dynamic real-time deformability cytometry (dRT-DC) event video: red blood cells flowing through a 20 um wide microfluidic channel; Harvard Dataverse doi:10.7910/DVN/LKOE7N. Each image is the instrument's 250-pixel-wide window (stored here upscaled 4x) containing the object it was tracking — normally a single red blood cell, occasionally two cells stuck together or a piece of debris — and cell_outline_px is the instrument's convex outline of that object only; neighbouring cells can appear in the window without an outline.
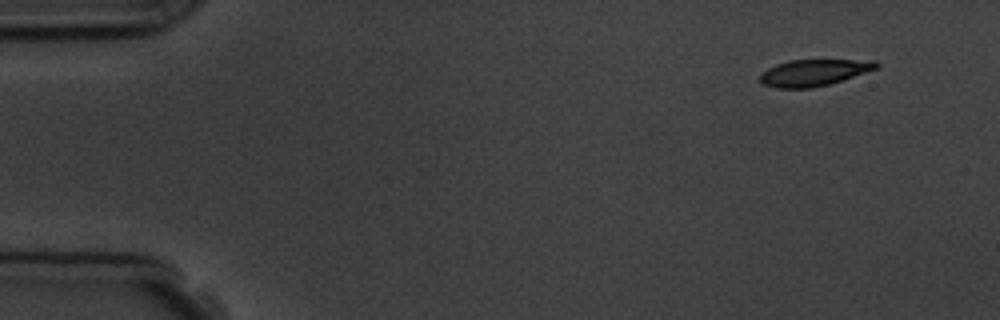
{"species": "common noctule bat (a hibernating species)", "species_latin": "Nyctalus noctula", "temperature_condition": "room temperature", "stored_images_in_passage": 14, "camera_frame_rate_fps": 3000, "um_per_image_px": 0.085, "animal": {"sex": "male", "body_mass_g": 19.5, "forearm_length_mm": 54.6}, "frame": {"image": 1, "passage_image": 1, "time_ms": 0.0, "image_size_px": [1000, 320], "cell_outline_px": [[880, 68], [828, 84], [812, 88], [776, 88], [764, 84], [760, 80], [760, 72], [776, 64], [788, 60], [876, 60], [880, 64]], "centroid_in_image_um": [69.19, 6.16], "position_along_channel_um": 15.8, "area_um2": 18.03}}